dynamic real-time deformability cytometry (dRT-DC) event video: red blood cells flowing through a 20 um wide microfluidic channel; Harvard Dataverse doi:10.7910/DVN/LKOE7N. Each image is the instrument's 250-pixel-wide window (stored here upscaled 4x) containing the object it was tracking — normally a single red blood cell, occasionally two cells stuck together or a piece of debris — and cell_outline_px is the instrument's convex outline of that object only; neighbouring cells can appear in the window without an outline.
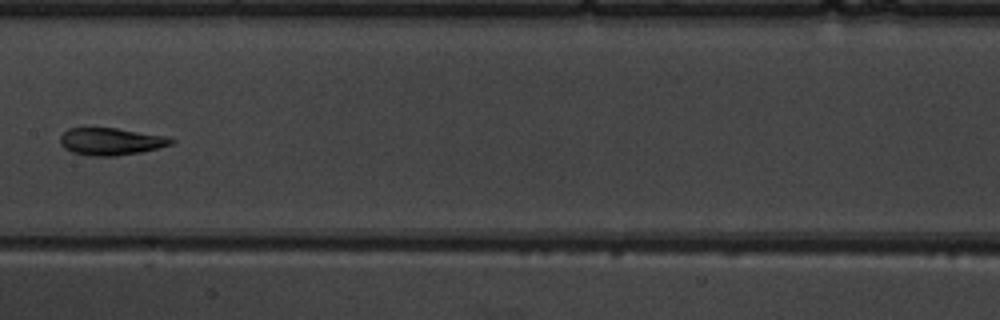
{"species": "common noctule bat (a hibernating species)", "species_latin": "Nyctalus noctula", "temperature_condition": "warm", "stored_images_in_passage": 7, "camera_frame_rate_fps": 3000, "um_per_image_px": 0.085, "animal": {"sex": "male", "body_mass_g": 19.5, "forearm_length_mm": 54.6}, "frame": {"image": 1, "passage_image": 6, "time_ms": 6.0, "image_size_px": [1000, 320], "cell_outline_px": [[176, 140], [172, 144], [140, 152], [116, 156], [92, 156], [72, 152], [64, 148], [60, 144], [60, 136], [68, 128], [116, 128], [168, 136]], "centroid_in_image_um": [9.43, 12.02], "position_along_channel_um": 198.0, "area_um2": 17.63}}
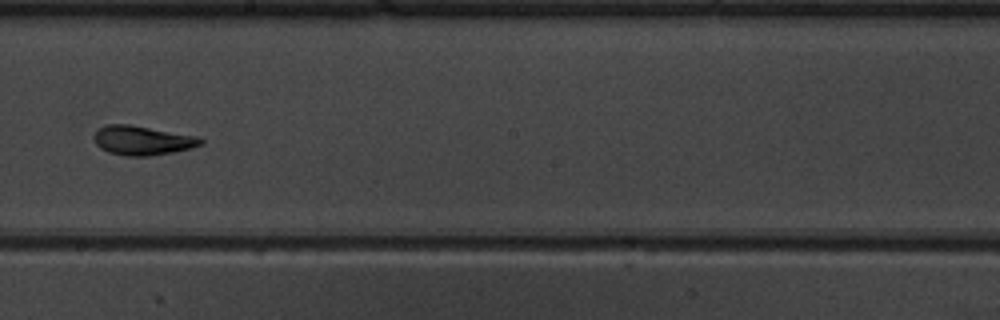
{"frame": {"image": 2, "passage_image": 7, "time_ms": 7.0, "image_size_px": [1000, 320], "cell_outline_px": [[204, 144], [192, 148], [172, 152], [148, 156], [124, 156], [108, 152], [100, 148], [96, 144], [92, 136], [96, 128], [108, 124], [128, 124], [196, 136], [204, 140]], "centroid_in_image_um": [12.06, 11.93], "position_along_channel_um": 236.1, "area_um2": 18.32}}